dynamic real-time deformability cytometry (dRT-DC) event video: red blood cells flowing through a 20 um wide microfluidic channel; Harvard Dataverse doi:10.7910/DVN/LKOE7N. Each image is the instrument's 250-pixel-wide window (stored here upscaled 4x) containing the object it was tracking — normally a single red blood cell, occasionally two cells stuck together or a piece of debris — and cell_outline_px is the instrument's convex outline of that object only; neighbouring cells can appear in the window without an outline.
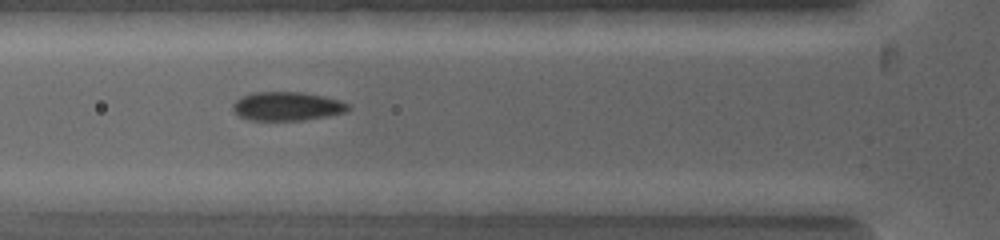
{"species": "common noctule bat (a hibernating species)", "species_latin": "Nyctalus noctula", "temperature_condition": "warm", "stored_images_in_passage": 5, "camera_frame_rate_fps": 5000, "um_per_image_px": 0.085, "animal": {"sex": "female", "body_mass_g": 19.0, "forearm_length_mm": 53.3}, "frame": {"image": 1, "passage_image": 3, "time_ms": 0.8, "image_size_px": [1000, 240], "cell_outline_px": [[348, 108], [344, 112], [328, 116], [304, 120], [248, 120], [240, 116], [232, 108], [232, 104], [236, 100], [244, 96], [260, 92], [300, 92], [320, 96], [336, 100], [348, 104]], "centroid_in_image_um": [24.36, 9.05], "position_along_channel_um": 101.4, "area_um2": 18.84}}